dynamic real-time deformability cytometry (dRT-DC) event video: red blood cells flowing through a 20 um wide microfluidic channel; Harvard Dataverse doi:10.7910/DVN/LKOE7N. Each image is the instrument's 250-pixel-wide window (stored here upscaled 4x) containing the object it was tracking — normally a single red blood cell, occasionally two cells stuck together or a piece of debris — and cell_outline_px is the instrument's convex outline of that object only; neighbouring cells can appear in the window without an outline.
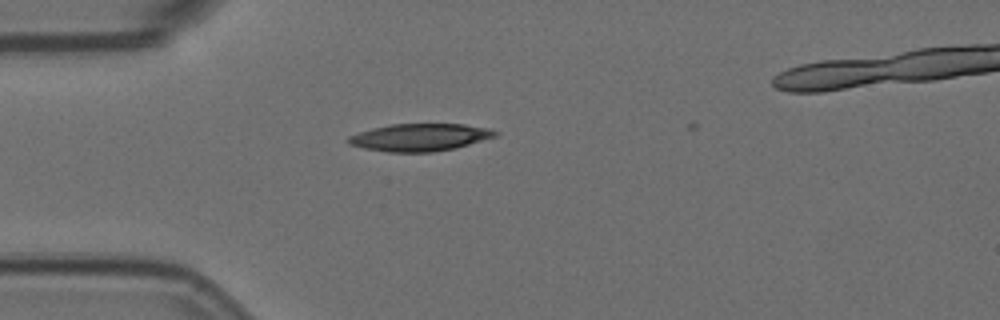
{"species": "Egyptian fruit bat (a non-hibernating species)", "species_latin": "Rousettus aegyptiacus", "temperature_condition": "room temperature", "stored_images_in_passage": 32, "camera_frame_rate_fps": 3000, "um_per_image_px": 0.085, "animal": {"sex": "female"}, "frame": {"image": 1, "passage_image": 1, "time_ms": 0.0, "image_size_px": [1000, 320], "cell_outline_px": [[500, 132], [496, 136], [456, 148], [432, 152], [388, 152], [364, 148], [348, 144], [344, 140], [348, 136], [372, 128], [392, 124], [464, 124], [492, 128]], "centroid_in_image_um": [35.69, 11.67], "position_along_channel_um": 49.3, "area_um2": 23.64}}
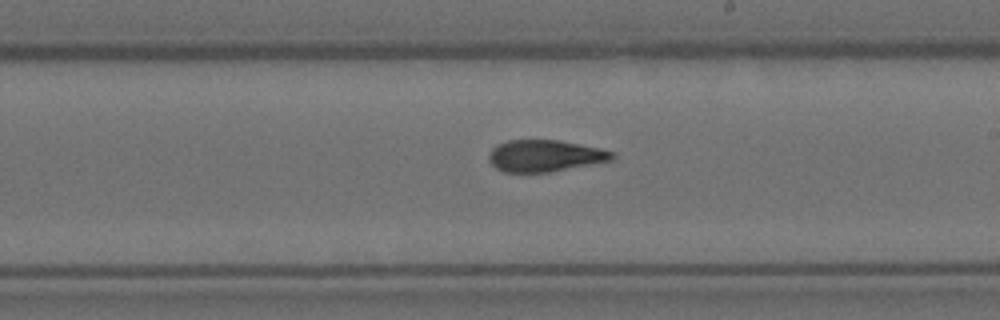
{"frame": {"image": 2, "passage_image": 18, "time_ms": 5.667, "image_size_px": [1000, 320], "cell_outline_px": [[616, 156], [612, 160], [548, 172], [504, 172], [496, 168], [488, 160], [488, 156], [492, 148], [496, 144], [508, 140], [560, 140], [600, 148], [616, 152]], "centroid_in_image_um": [46.31, 13.23], "position_along_channel_um": 242.7, "area_um2": 22.83}}
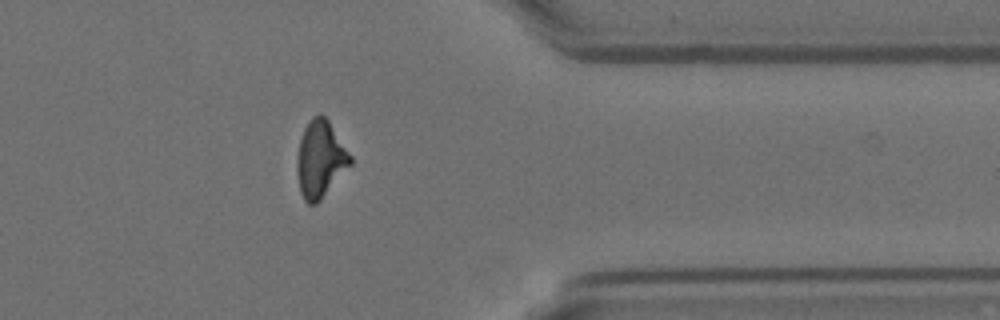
{"frame": {"image": 3, "passage_image": 31, "time_ms": 10.0, "image_size_px": [1000, 320], "cell_outline_px": [[352, 164], [320, 200], [316, 204], [308, 204], [304, 200], [300, 192], [296, 168], [296, 160], [300, 140], [304, 128], [308, 120], [312, 116], [320, 112], [328, 120], [352, 156]], "centroid_in_image_um": [27.22, 13.51], "position_along_channel_um": 384.2, "area_um2": 23.99}}